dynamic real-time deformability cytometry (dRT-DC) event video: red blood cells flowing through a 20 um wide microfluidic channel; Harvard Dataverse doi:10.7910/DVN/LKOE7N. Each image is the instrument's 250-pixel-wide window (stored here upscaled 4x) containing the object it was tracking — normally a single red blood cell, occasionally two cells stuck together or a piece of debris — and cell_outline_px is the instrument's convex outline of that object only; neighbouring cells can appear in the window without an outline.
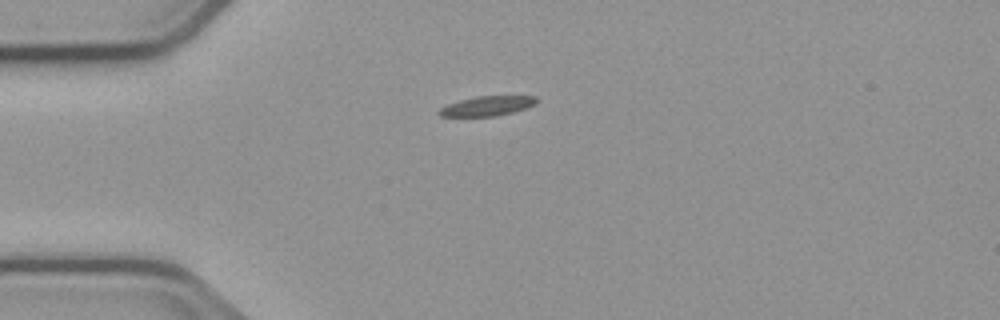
{"species": "common noctule bat (a hibernating species)", "species_latin": "Nyctalus noctula", "temperature_condition": "cold", "stored_images_in_passage": 4, "camera_frame_rate_fps": 3000, "um_per_image_px": 0.085, "animal": {"sex": "male", "body_mass_g": 23.1, "forearm_length_mm": 52.7}, "frame": {"image": 1, "passage_image": 1, "time_ms": 0.0, "image_size_px": [1000, 320], "cell_outline_px": [[540, 100], [536, 104], [512, 112], [496, 116], [440, 116], [436, 112], [440, 108], [448, 104], [460, 100], [476, 96], [536, 96]], "centroid_in_image_um": [41.42, 9.0], "position_along_channel_um": 43.6, "area_um2": 11.16}}
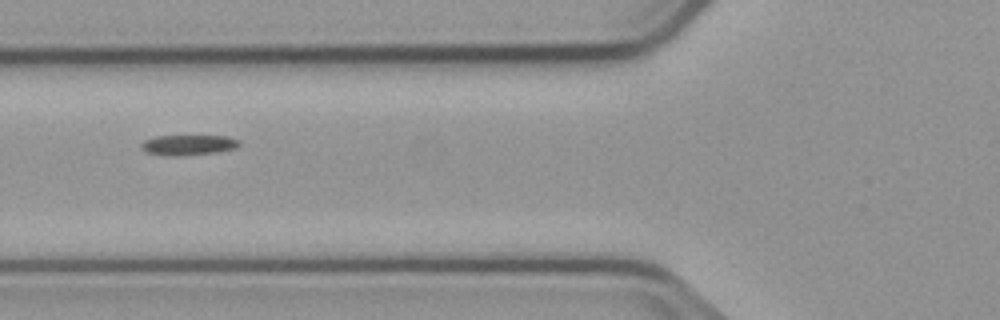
{"frame": {"image": 2, "passage_image": 3, "time_ms": 2.333, "image_size_px": [1000, 320], "cell_outline_px": [[240, 144], [236, 148], [216, 152], [176, 156], [172, 156], [148, 152], [140, 148], [140, 144], [144, 140], [156, 136], [228, 136], [240, 140]], "centroid_in_image_um": [16.02, 12.31], "position_along_channel_um": 109.8, "area_um2": 11.5}}
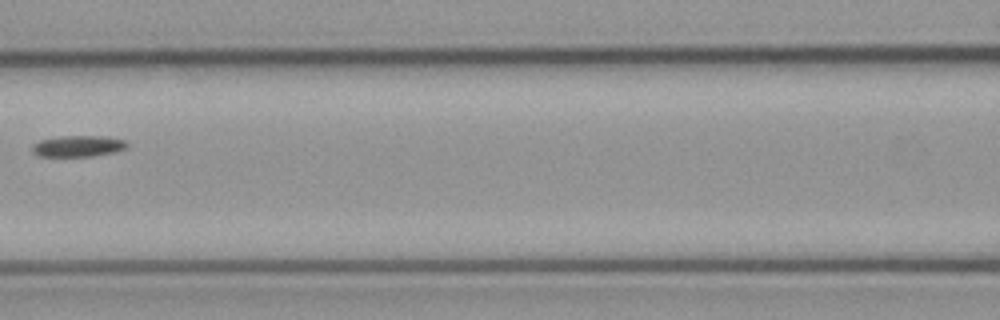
{"frame": {"image": 3, "passage_image": 4, "time_ms": 3.667, "image_size_px": [1000, 320], "cell_outline_px": [[128, 148], [116, 152], [92, 156], [36, 156], [32, 152], [32, 144], [40, 140], [60, 136], [104, 136], [124, 140], [128, 144]], "centroid_in_image_um": [6.64, 12.42], "position_along_channel_um": 160.0, "area_um2": 11.85}}